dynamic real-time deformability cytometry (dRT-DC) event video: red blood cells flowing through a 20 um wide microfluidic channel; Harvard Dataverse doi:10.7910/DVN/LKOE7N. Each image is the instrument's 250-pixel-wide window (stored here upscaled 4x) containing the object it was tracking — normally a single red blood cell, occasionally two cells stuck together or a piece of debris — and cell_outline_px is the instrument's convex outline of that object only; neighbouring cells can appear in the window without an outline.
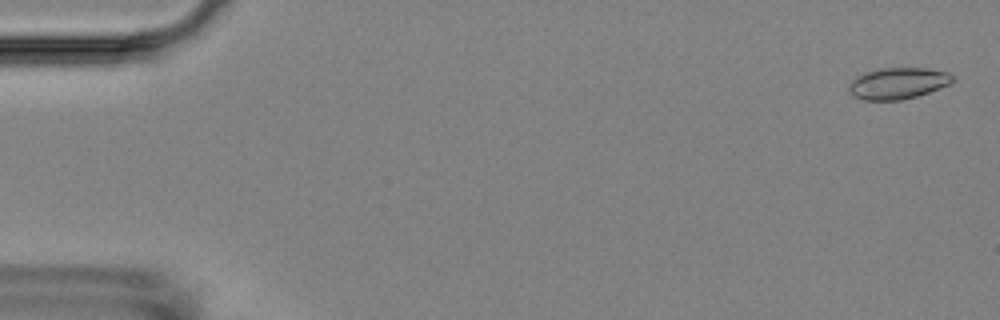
{"species": "Egyptian fruit bat (a non-hibernating species)", "species_latin": "Rousettus aegyptiacus", "temperature_condition": "room temperature", "stored_images_in_passage": 5, "camera_frame_rate_fps": 3000, "um_per_image_px": 0.085, "animal": {"sex": "female"}, "frame": {"image": 1, "passage_image": 1, "time_ms": 0.0, "image_size_px": [1000, 320], "cell_outline_px": [[956, 80], [952, 84], [916, 96], [900, 100], [864, 100], [852, 96], [848, 92], [848, 84], [856, 76], [864, 72], [880, 68], [928, 68], [948, 72]], "centroid_in_image_um": [76.31, 7.08], "position_along_channel_um": 8.7, "area_um2": 19.25}}